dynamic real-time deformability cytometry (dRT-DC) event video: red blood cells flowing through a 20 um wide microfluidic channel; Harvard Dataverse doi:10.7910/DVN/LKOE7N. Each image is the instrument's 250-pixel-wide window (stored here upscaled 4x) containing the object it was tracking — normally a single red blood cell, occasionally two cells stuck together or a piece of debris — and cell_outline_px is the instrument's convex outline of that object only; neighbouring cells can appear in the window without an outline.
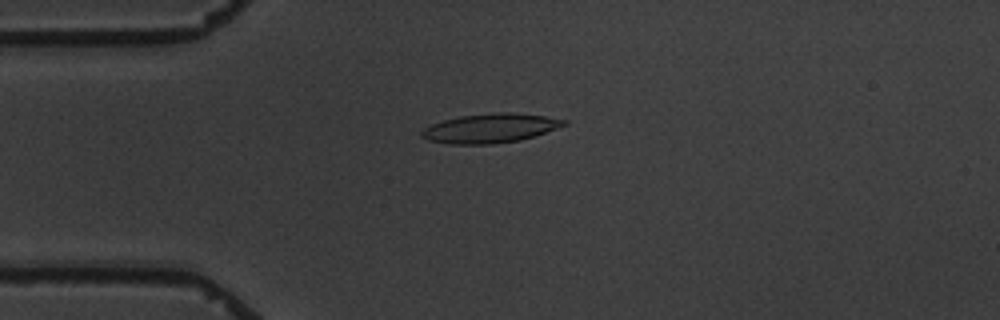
{"species": "common noctule bat (a hibernating species)", "species_latin": "Nyctalus noctula", "temperature_condition": "warm", "stored_images_in_passage": 5, "camera_frame_rate_fps": 3000, "um_per_image_px": 0.085, "animal": {"sex": "male", "body_mass_g": 19.5, "forearm_length_mm": 54.6}, "frame": {"image": 1, "passage_image": 4, "time_ms": 3.667, "image_size_px": [1000, 320], "cell_outline_px": [[568, 124], [520, 140], [492, 144], [448, 144], [428, 140], [420, 136], [420, 132], [424, 128], [432, 124], [444, 120], [460, 116], [500, 112], [508, 112], [544, 116], [568, 120]], "centroid_in_image_um": [41.64, 10.9], "position_along_channel_um": 43.4, "area_um2": 23.99}}